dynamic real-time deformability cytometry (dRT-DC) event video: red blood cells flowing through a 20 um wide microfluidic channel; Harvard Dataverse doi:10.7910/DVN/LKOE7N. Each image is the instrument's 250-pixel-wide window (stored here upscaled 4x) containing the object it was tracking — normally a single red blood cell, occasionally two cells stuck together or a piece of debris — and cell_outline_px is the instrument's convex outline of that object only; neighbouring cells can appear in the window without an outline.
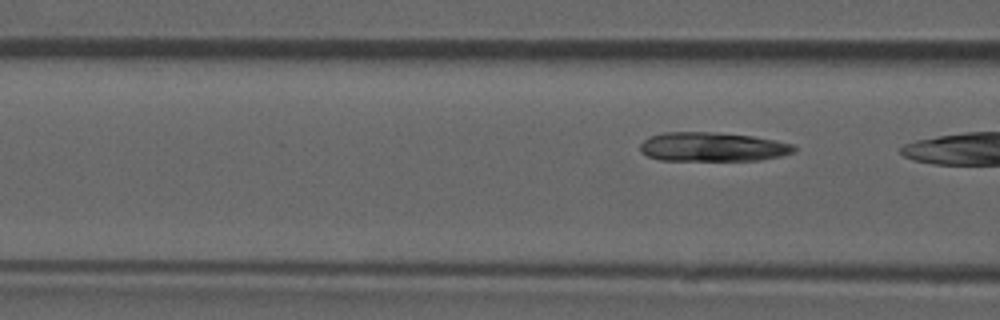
{"species": "common noctule bat (a hibernating species)", "species_latin": "Nyctalus noctula", "temperature_condition": "room temperature", "stored_images_in_passage": 3, "segment_of_instrument_passage": [2, 2], "camera_frame_rate_fps": 3000, "um_per_image_px": 0.085, "animal": {"sex": "male", "forearm_length_mm": 52.5}, "frame": {"image": 1, "passage_image": 3, "time_ms": 0.667, "image_size_px": [1000, 320], "cell_outline_px": [[796, 148], [792, 152], [780, 156], [760, 160], [660, 160], [648, 156], [640, 152], [640, 144], [648, 136], [664, 132], [716, 132], [752, 136], [792, 144]], "centroid_in_image_um": [60.5, 12.48], "position_along_channel_um": 106.1, "area_um2": 26.01}}